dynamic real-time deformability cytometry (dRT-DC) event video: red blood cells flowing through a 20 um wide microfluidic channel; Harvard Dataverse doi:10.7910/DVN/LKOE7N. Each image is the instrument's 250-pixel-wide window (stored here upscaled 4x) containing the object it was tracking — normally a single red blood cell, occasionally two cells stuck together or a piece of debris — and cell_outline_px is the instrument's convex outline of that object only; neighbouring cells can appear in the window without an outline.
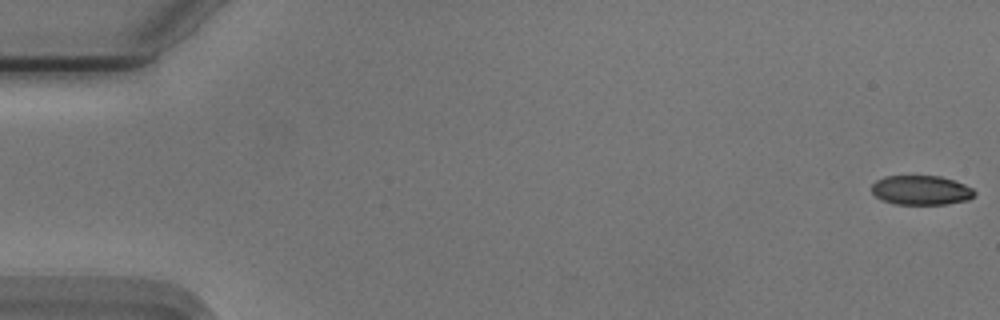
{"species": "Egyptian fruit bat (a non-hibernating species)", "species_latin": "Rousettus aegyptiacus", "temperature_condition": "cold", "stored_images_in_passage": 55, "camera_frame_rate_fps": 3000, "um_per_image_px": 0.085, "animal": {"sex": "male"}, "frame": {"image": 1, "passage_image": 1, "time_ms": 0.0, "image_size_px": [1000, 320], "cell_outline_px": [[976, 196], [968, 200], [948, 204], [892, 204], [880, 200], [872, 192], [872, 184], [876, 180], [884, 176], [940, 176], [964, 184], [972, 188], [976, 192]], "centroid_in_image_um": [78.29, 16.17], "position_along_channel_um": 6.7, "area_um2": 17.8}}
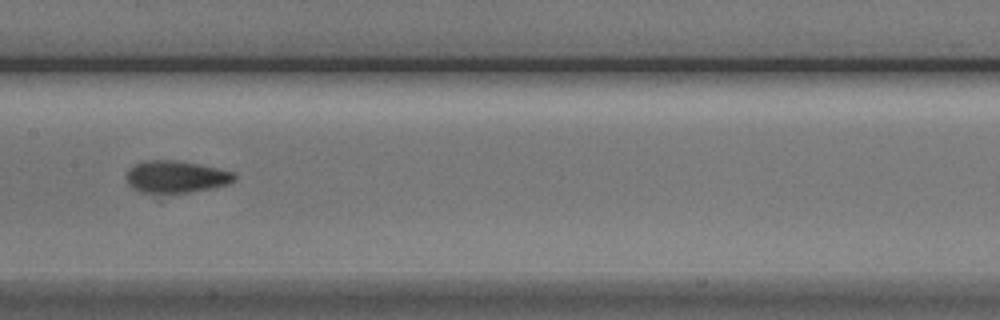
{"frame": {"image": 2, "passage_image": 28, "time_ms": 9.0, "image_size_px": [1000, 320], "cell_outline_px": [[236, 180], [228, 184], [188, 192], [140, 192], [132, 188], [128, 184], [128, 168], [132, 164], [144, 160], [176, 160], [200, 164], [232, 172], [236, 176]], "centroid_in_image_um": [14.93, 15.0], "position_along_channel_um": 192.5, "area_um2": 20.0}}
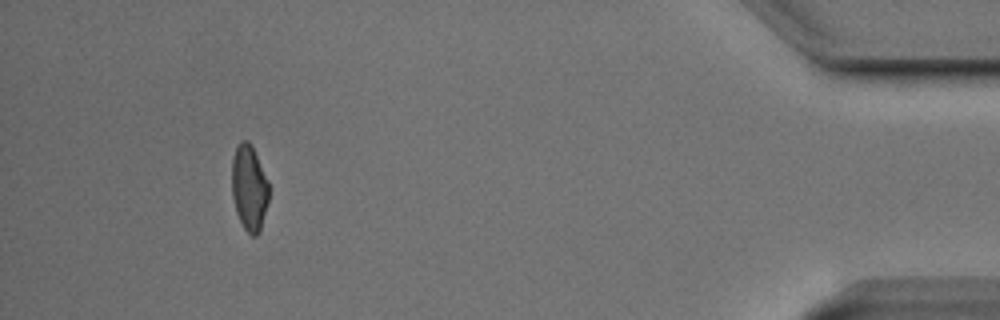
{"frame": {"image": 3, "passage_image": 51, "time_ms": 16.667, "image_size_px": [1000, 320], "cell_outline_px": [[268, 200], [260, 232], [256, 236], [252, 236], [244, 228], [236, 212], [232, 196], [232, 156], [240, 140], [248, 140], [252, 144], [268, 180]], "centroid_in_image_um": [21.18, 15.93], "position_along_channel_um": 414.0, "area_um2": 18.61}, "authors_computed_cell_mechanics": {"area_um2": 19.4208, "velocity_mm_per_s": 3.7456, "shape_relaxation_time_tau1_ms": 4.6104, "shape_relaxation_time_tau2_ms": 2.3021, "deformation_change_tau1": 0.1347, "deformation_change_tau2": 0.0658}}